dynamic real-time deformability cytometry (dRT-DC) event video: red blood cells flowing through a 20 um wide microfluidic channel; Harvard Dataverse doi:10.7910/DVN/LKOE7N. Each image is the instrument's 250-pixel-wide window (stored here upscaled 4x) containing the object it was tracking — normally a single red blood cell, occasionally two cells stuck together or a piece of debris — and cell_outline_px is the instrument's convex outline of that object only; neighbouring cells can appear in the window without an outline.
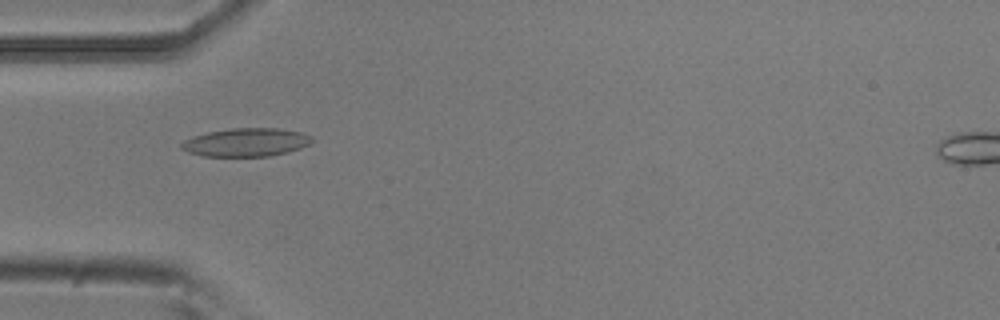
{"species": "common noctule bat (a hibernating species)", "species_latin": "Nyctalus noctula", "temperature_condition": "room temperature", "stored_images_in_passage": 53, "camera_frame_rate_fps": 3000, "um_per_image_px": 0.085, "animal": {"sex": "male", "body_mass_g": 20.5, "forearm_length_mm": 52.5}, "frame": {"image": 1, "passage_image": 16, "time_ms": 5.0, "image_size_px": [1000, 320], "cell_outline_px": [[316, 140], [300, 148], [268, 156], [204, 156], [188, 152], [180, 148], [180, 144], [184, 140], [192, 136], [208, 132], [232, 128], [276, 128], [300, 132], [312, 136]], "centroid_in_image_um": [20.9, 12.09], "position_along_channel_um": 64.1, "area_um2": 21.44}}
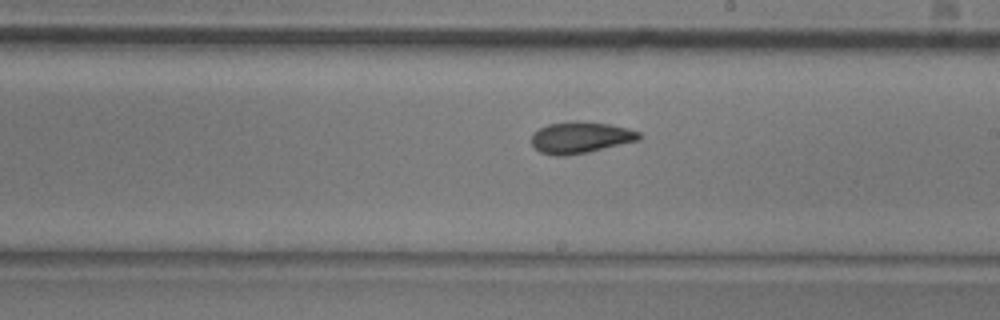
{"frame": {"image": 2, "passage_image": 30, "time_ms": 9.667, "image_size_px": [1000, 320], "cell_outline_px": [[640, 140], [588, 152], [564, 156], [556, 156], [540, 152], [532, 144], [532, 132], [548, 124], [572, 120], [580, 120], [608, 124], [628, 128], [640, 132]], "centroid_in_image_um": [49.33, 11.67], "position_along_channel_um": 239.7, "area_um2": 19.88}}
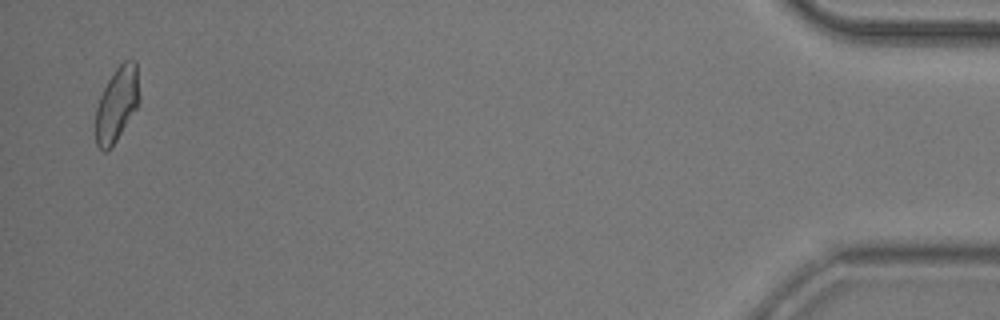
{"frame": {"image": 3, "passage_image": 52, "time_ms": 17.0, "image_size_px": [1000, 320], "cell_outline_px": [[140, 100], [136, 108], [116, 140], [104, 152], [96, 144], [96, 108], [100, 96], [108, 80], [116, 68], [124, 60], [136, 60]], "centroid_in_image_um": [9.94, 8.81], "position_along_channel_um": 425.3, "area_um2": 18.61}, "authors_computed_cell_mechanics": {"area_um2": 19.5942, "velocity_mm_per_s": 3.7611, "shape_relaxation_time_tau1_ms": null, "shape_relaxation_time_tau2_ms": 2.5945, "deformation_change_tau1": null, "deformation_change_tau2": 0.0842}}